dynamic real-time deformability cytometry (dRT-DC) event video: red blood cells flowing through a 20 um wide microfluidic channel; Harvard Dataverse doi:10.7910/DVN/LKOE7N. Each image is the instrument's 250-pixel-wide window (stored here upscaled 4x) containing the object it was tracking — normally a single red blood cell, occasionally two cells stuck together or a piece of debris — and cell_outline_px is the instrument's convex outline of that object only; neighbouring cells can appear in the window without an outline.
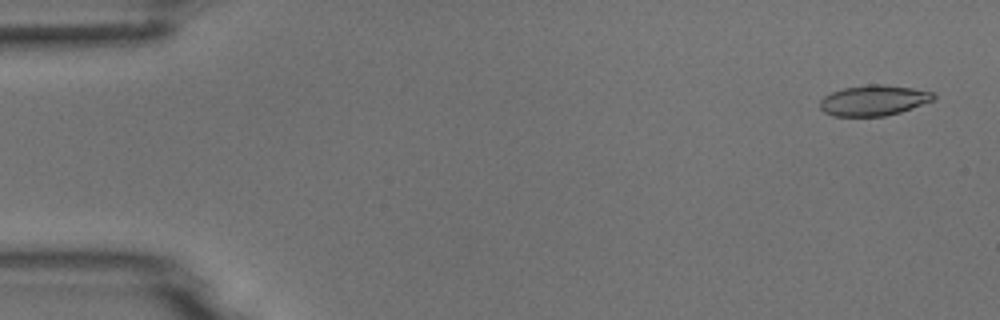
{"species": "common noctule bat (a hibernating species)", "species_latin": "Nyctalus noctula", "temperature_condition": "room temperature", "stored_images_in_passage": 5, "camera_frame_rate_fps": 3000, "um_per_image_px": 0.085, "animal": {"sex": "male", "body_mass_g": 18.8}, "frame": {"image": 1, "passage_image": 1, "time_ms": 0.0, "image_size_px": [1000, 320], "cell_outline_px": [[936, 96], [932, 100], [900, 112], [884, 116], [832, 116], [824, 112], [820, 108], [820, 100], [824, 96], [832, 92], [844, 88], [868, 84], [884, 84], [912, 88], [932, 92]], "centroid_in_image_um": [74.22, 8.53], "position_along_channel_um": 10.8, "area_um2": 20.06}}
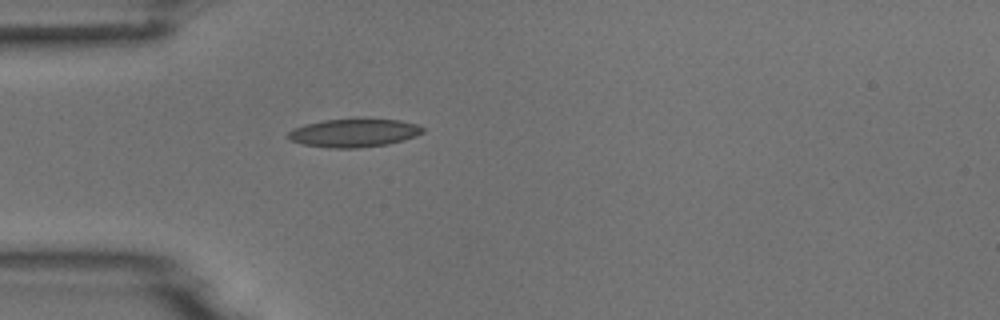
{"frame": {"image": 2, "passage_image": 5, "time_ms": 4.333, "image_size_px": [1000, 320], "cell_outline_px": [[424, 132], [416, 136], [404, 140], [388, 144], [356, 148], [328, 148], [304, 144], [288, 140], [288, 132], [292, 128], [304, 124], [324, 120], [360, 116], [400, 120], [416, 124], [424, 128]], "centroid_in_image_um": [30.09, 11.25], "position_along_channel_um": 54.9, "area_um2": 23.06}}